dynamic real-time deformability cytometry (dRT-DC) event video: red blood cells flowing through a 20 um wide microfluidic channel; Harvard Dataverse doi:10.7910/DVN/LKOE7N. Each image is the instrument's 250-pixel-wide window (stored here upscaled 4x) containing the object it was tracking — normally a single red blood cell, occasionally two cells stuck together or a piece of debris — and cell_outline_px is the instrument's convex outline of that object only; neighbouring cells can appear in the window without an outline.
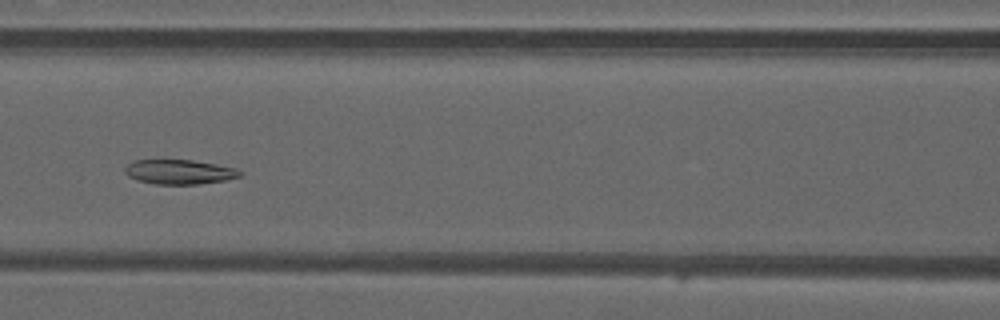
{"species": "common noctule bat (a hibernating species)", "species_latin": "Nyctalus noctula", "temperature_condition": "warm", "stored_images_in_passage": 47, "camera_frame_rate_fps": 3000, "um_per_image_px": 0.085, "animal": {"sex": "male", "forearm_length_mm": 52.5}, "frame": {"image": 1, "passage_image": 20, "time_ms": 6.333, "image_size_px": [1000, 320], "cell_outline_px": [[244, 172], [240, 176], [224, 180], [200, 184], [156, 184], [140, 180], [128, 176], [124, 172], [124, 168], [128, 164], [136, 160], [160, 156], [192, 160], [216, 164], [236, 168]], "centroid_in_image_um": [15.2, 14.55], "position_along_channel_um": 151.4, "area_um2": 17.17}}
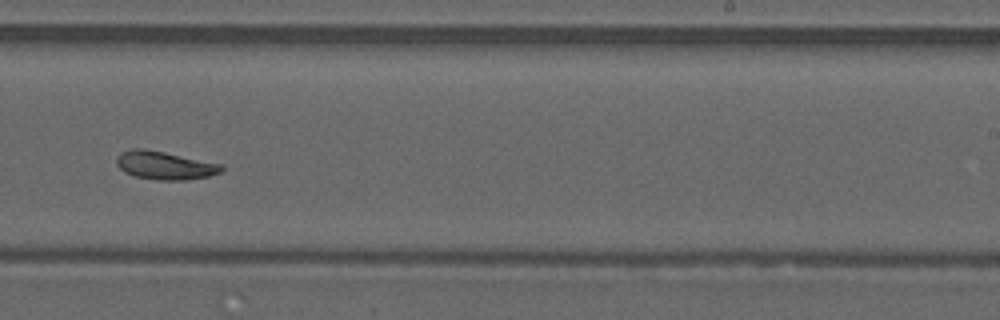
{"frame": {"image": 2, "passage_image": 29, "time_ms": 9.333, "image_size_px": [1000, 320], "cell_outline_px": [[224, 168], [220, 172], [208, 176], [184, 180], [160, 180], [136, 176], [124, 172], [116, 164], [116, 156], [120, 152], [132, 148], [144, 148], [164, 152], [220, 164]], "centroid_in_image_um": [13.94, 14.05], "position_along_channel_um": 275.1, "area_um2": 17.05}}
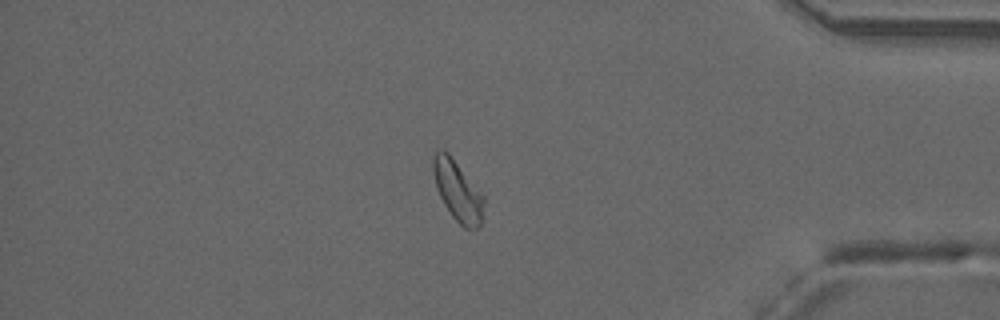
{"frame": {"image": 3, "passage_image": 40, "time_ms": 13.0, "image_size_px": [1000, 320], "cell_outline_px": [[484, 204], [480, 224], [476, 228], [468, 232], [452, 216], [444, 204], [436, 188], [432, 172], [432, 156], [440, 148], [448, 152], [484, 196]], "centroid_in_image_um": [38.88, 16.22], "position_along_channel_um": 396.3, "area_um2": 17.86}, "authors_computed_cell_mechanics": {"area_um2": 17.8024, "velocity_mm_per_s": 4.1488, "shape_relaxation_time_tau1_ms": null, "shape_relaxation_time_tau2_ms": 4.0044, "deformation_change_tau1": null, "deformation_change_tau2": 0.0884}}